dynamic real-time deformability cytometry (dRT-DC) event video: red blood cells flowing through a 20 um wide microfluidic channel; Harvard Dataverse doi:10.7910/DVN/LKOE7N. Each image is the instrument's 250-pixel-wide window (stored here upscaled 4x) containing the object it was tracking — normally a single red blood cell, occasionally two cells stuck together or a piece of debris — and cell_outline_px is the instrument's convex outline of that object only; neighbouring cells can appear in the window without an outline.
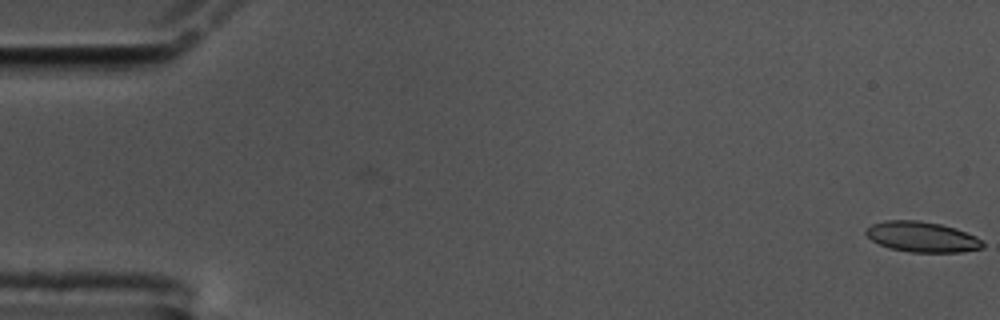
{"species": "common noctule bat (a hibernating species)", "species_latin": "Nyctalus noctula", "temperature_condition": "cold", "stored_images_in_passage": 57, "camera_frame_rate_fps": 3000, "um_per_image_px": 0.085, "animal": {"sex": "male", "body_mass_g": 17.5, "forearm_length_mm": 52.3}, "frame": {"image": 1, "passage_image": 1, "time_ms": 0.0, "image_size_px": [1000, 320], "cell_outline_px": [[984, 248], [960, 252], [912, 252], [888, 248], [872, 240], [864, 232], [864, 228], [872, 224], [884, 220], [920, 220], [940, 224], [956, 228], [976, 236], [984, 244]], "centroid_in_image_um": [78.35, 20.12], "position_along_channel_um": 6.6, "area_um2": 20.81}}
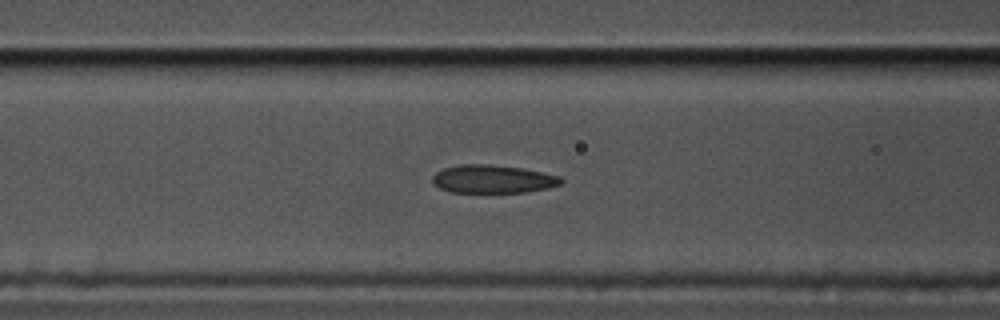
{"frame": {"image": 2, "passage_image": 24, "time_ms": 7.667, "image_size_px": [1000, 320], "cell_outline_px": [[564, 180], [560, 184], [548, 188], [528, 192], [448, 192], [440, 188], [432, 180], [432, 176], [436, 172], [444, 168], [460, 164], [488, 164], [520, 168], [560, 176]], "centroid_in_image_um": [41.88, 15.22], "position_along_channel_um": 124.7, "area_um2": 20.98}}
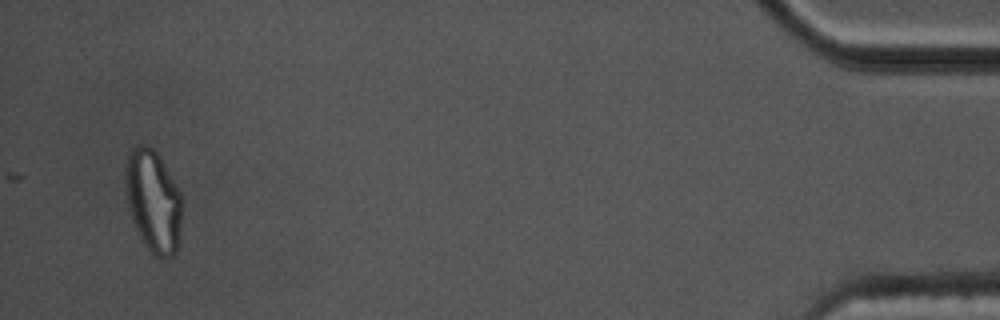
{"frame": {"image": 3, "passage_image": 57, "time_ms": 18.667, "image_size_px": [1000, 320], "cell_outline_px": [[180, 220], [176, 252], [168, 260], [160, 260], [144, 244], [132, 220], [128, 208], [124, 180], [124, 168], [128, 152], [136, 144], [148, 144], [160, 156], [180, 192]], "centroid_in_image_um": [12.98, 17.05], "position_along_channel_um": 422.2, "area_um2": 33.87}, "authors_computed_cell_mechanics": {"area_um2": 21.1548, "velocity_mm_per_s": 3.4442, "shape_relaxation_time_tau1_ms": null, "shape_relaxation_time_tau2_ms": 2.364, "deformation_change_tau1": null, "deformation_change_tau2": 0.0945}}